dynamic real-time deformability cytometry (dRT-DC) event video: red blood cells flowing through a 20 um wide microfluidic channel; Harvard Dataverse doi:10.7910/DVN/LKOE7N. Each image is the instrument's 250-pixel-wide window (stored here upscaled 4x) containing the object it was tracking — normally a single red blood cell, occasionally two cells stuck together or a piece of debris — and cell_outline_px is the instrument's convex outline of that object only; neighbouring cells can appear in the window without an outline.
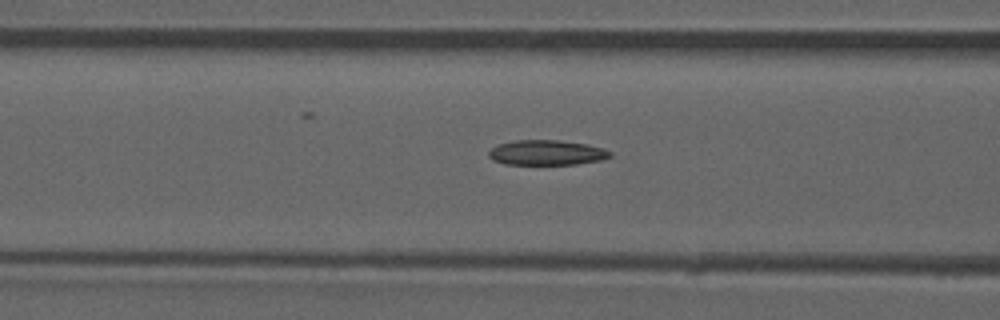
{"species": "common noctule bat (a hibernating species)", "species_latin": "Nyctalus noctula", "temperature_condition": "room temperature", "stored_images_in_passage": 44, "camera_frame_rate_fps": 3000, "um_per_image_px": 0.085, "animal": {"sex": "male", "forearm_length_mm": 52.5}, "frame": {"image": 1, "passage_image": 13, "time_ms": 4.0, "image_size_px": [1000, 320], "cell_outline_px": [[612, 156], [600, 160], [576, 164], [504, 164], [492, 160], [488, 156], [488, 152], [496, 144], [516, 140], [560, 140], [588, 144], [604, 148], [612, 152]], "centroid_in_image_um": [46.46, 12.96], "position_along_channel_um": 120.1, "area_um2": 17.86}}